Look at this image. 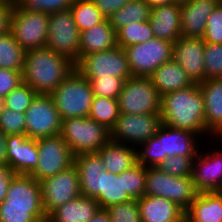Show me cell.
Listing matches in <instances>:
<instances>
[{"mask_svg":"<svg viewBox=\"0 0 222 222\" xmlns=\"http://www.w3.org/2000/svg\"><path fill=\"white\" fill-rule=\"evenodd\" d=\"M74 165L79 175L81 194L95 198L100 209L132 200L125 191L124 171L120 174L106 171L98 152L75 156Z\"/></svg>","mask_w":222,"mask_h":222,"instance_id":"6da1fadb","label":"cell"},{"mask_svg":"<svg viewBox=\"0 0 222 222\" xmlns=\"http://www.w3.org/2000/svg\"><path fill=\"white\" fill-rule=\"evenodd\" d=\"M160 116L162 124L192 131L201 138L207 134L210 140L214 138L206 129L204 98L198 83L162 95Z\"/></svg>","mask_w":222,"mask_h":222,"instance_id":"7a4b0ae2","label":"cell"},{"mask_svg":"<svg viewBox=\"0 0 222 222\" xmlns=\"http://www.w3.org/2000/svg\"><path fill=\"white\" fill-rule=\"evenodd\" d=\"M75 68L69 58L48 47L25 52L23 83L37 94L50 95Z\"/></svg>","mask_w":222,"mask_h":222,"instance_id":"3957f363","label":"cell"},{"mask_svg":"<svg viewBox=\"0 0 222 222\" xmlns=\"http://www.w3.org/2000/svg\"><path fill=\"white\" fill-rule=\"evenodd\" d=\"M192 131L172 128L162 124L157 134L136 147L137 163L145 167H158L172 156H196L200 140Z\"/></svg>","mask_w":222,"mask_h":222,"instance_id":"277c9868","label":"cell"},{"mask_svg":"<svg viewBox=\"0 0 222 222\" xmlns=\"http://www.w3.org/2000/svg\"><path fill=\"white\" fill-rule=\"evenodd\" d=\"M50 95L62 120L88 117L94 98L89 80L76 69Z\"/></svg>","mask_w":222,"mask_h":222,"instance_id":"5b68a950","label":"cell"},{"mask_svg":"<svg viewBox=\"0 0 222 222\" xmlns=\"http://www.w3.org/2000/svg\"><path fill=\"white\" fill-rule=\"evenodd\" d=\"M60 136L74 156L97 152L110 140V130L89 117L62 120Z\"/></svg>","mask_w":222,"mask_h":222,"instance_id":"8992f818","label":"cell"},{"mask_svg":"<svg viewBox=\"0 0 222 222\" xmlns=\"http://www.w3.org/2000/svg\"><path fill=\"white\" fill-rule=\"evenodd\" d=\"M144 195L163 197L177 203L185 211L199 193L192 177L171 176L158 167H147Z\"/></svg>","mask_w":222,"mask_h":222,"instance_id":"52a82bcc","label":"cell"},{"mask_svg":"<svg viewBox=\"0 0 222 222\" xmlns=\"http://www.w3.org/2000/svg\"><path fill=\"white\" fill-rule=\"evenodd\" d=\"M173 44L153 38L145 43L125 47L132 76L149 78L163 63L173 59Z\"/></svg>","mask_w":222,"mask_h":222,"instance_id":"ba28073f","label":"cell"},{"mask_svg":"<svg viewBox=\"0 0 222 222\" xmlns=\"http://www.w3.org/2000/svg\"><path fill=\"white\" fill-rule=\"evenodd\" d=\"M75 68L87 80L101 77H119L125 81L132 78L127 54L122 47H115L106 51L84 55Z\"/></svg>","mask_w":222,"mask_h":222,"instance_id":"9c48e42d","label":"cell"},{"mask_svg":"<svg viewBox=\"0 0 222 222\" xmlns=\"http://www.w3.org/2000/svg\"><path fill=\"white\" fill-rule=\"evenodd\" d=\"M120 113H160L161 96L150 78L132 77L124 82L118 96Z\"/></svg>","mask_w":222,"mask_h":222,"instance_id":"30bf717a","label":"cell"},{"mask_svg":"<svg viewBox=\"0 0 222 222\" xmlns=\"http://www.w3.org/2000/svg\"><path fill=\"white\" fill-rule=\"evenodd\" d=\"M161 125L160 113H120L114 126L110 129V140L137 147L154 137Z\"/></svg>","mask_w":222,"mask_h":222,"instance_id":"8fae6325","label":"cell"},{"mask_svg":"<svg viewBox=\"0 0 222 222\" xmlns=\"http://www.w3.org/2000/svg\"><path fill=\"white\" fill-rule=\"evenodd\" d=\"M80 37L81 32L75 25L70 9L49 14L46 47L50 50L76 64L79 61Z\"/></svg>","mask_w":222,"mask_h":222,"instance_id":"7c38bea8","label":"cell"},{"mask_svg":"<svg viewBox=\"0 0 222 222\" xmlns=\"http://www.w3.org/2000/svg\"><path fill=\"white\" fill-rule=\"evenodd\" d=\"M62 119L51 95L37 94L25 112V135L40 139L60 135Z\"/></svg>","mask_w":222,"mask_h":222,"instance_id":"4fadbf2b","label":"cell"},{"mask_svg":"<svg viewBox=\"0 0 222 222\" xmlns=\"http://www.w3.org/2000/svg\"><path fill=\"white\" fill-rule=\"evenodd\" d=\"M48 16L49 14L42 12H27L15 5L11 17L10 32L25 52L46 47Z\"/></svg>","mask_w":222,"mask_h":222,"instance_id":"5bb4252c","label":"cell"},{"mask_svg":"<svg viewBox=\"0 0 222 222\" xmlns=\"http://www.w3.org/2000/svg\"><path fill=\"white\" fill-rule=\"evenodd\" d=\"M38 164L29 174L39 182L74 164V155L60 135L37 139Z\"/></svg>","mask_w":222,"mask_h":222,"instance_id":"9a60e30c","label":"cell"},{"mask_svg":"<svg viewBox=\"0 0 222 222\" xmlns=\"http://www.w3.org/2000/svg\"><path fill=\"white\" fill-rule=\"evenodd\" d=\"M43 208L48 215L55 208L80 197L79 175L75 165L40 181Z\"/></svg>","mask_w":222,"mask_h":222,"instance_id":"2e32d148","label":"cell"},{"mask_svg":"<svg viewBox=\"0 0 222 222\" xmlns=\"http://www.w3.org/2000/svg\"><path fill=\"white\" fill-rule=\"evenodd\" d=\"M218 140V149L200 151L192 162L191 177L198 192H222V138Z\"/></svg>","mask_w":222,"mask_h":222,"instance_id":"e0dca14e","label":"cell"},{"mask_svg":"<svg viewBox=\"0 0 222 222\" xmlns=\"http://www.w3.org/2000/svg\"><path fill=\"white\" fill-rule=\"evenodd\" d=\"M204 48L202 38L181 36L173 44V59L193 83L205 81Z\"/></svg>","mask_w":222,"mask_h":222,"instance_id":"ac0fdd59","label":"cell"},{"mask_svg":"<svg viewBox=\"0 0 222 222\" xmlns=\"http://www.w3.org/2000/svg\"><path fill=\"white\" fill-rule=\"evenodd\" d=\"M8 166L15 174L29 175L38 164L37 140L26 135H7Z\"/></svg>","mask_w":222,"mask_h":222,"instance_id":"d6986e66","label":"cell"},{"mask_svg":"<svg viewBox=\"0 0 222 222\" xmlns=\"http://www.w3.org/2000/svg\"><path fill=\"white\" fill-rule=\"evenodd\" d=\"M6 207L43 208L41 184L30 175L16 174L9 185Z\"/></svg>","mask_w":222,"mask_h":222,"instance_id":"ffe728a7","label":"cell"},{"mask_svg":"<svg viewBox=\"0 0 222 222\" xmlns=\"http://www.w3.org/2000/svg\"><path fill=\"white\" fill-rule=\"evenodd\" d=\"M221 0H191L181 4L183 37L202 38L208 17Z\"/></svg>","mask_w":222,"mask_h":222,"instance_id":"44dd1931","label":"cell"},{"mask_svg":"<svg viewBox=\"0 0 222 222\" xmlns=\"http://www.w3.org/2000/svg\"><path fill=\"white\" fill-rule=\"evenodd\" d=\"M149 21L154 38L174 43L182 36L180 4L151 8Z\"/></svg>","mask_w":222,"mask_h":222,"instance_id":"7402d4cb","label":"cell"},{"mask_svg":"<svg viewBox=\"0 0 222 222\" xmlns=\"http://www.w3.org/2000/svg\"><path fill=\"white\" fill-rule=\"evenodd\" d=\"M137 205L141 222H185V210L169 199L144 195Z\"/></svg>","mask_w":222,"mask_h":222,"instance_id":"603a6c76","label":"cell"},{"mask_svg":"<svg viewBox=\"0 0 222 222\" xmlns=\"http://www.w3.org/2000/svg\"><path fill=\"white\" fill-rule=\"evenodd\" d=\"M204 98L206 129L217 139L222 138V79L199 83Z\"/></svg>","mask_w":222,"mask_h":222,"instance_id":"cb8c5ba5","label":"cell"},{"mask_svg":"<svg viewBox=\"0 0 222 222\" xmlns=\"http://www.w3.org/2000/svg\"><path fill=\"white\" fill-rule=\"evenodd\" d=\"M185 222H222V192H199L185 211Z\"/></svg>","mask_w":222,"mask_h":222,"instance_id":"d4e9b609","label":"cell"},{"mask_svg":"<svg viewBox=\"0 0 222 222\" xmlns=\"http://www.w3.org/2000/svg\"><path fill=\"white\" fill-rule=\"evenodd\" d=\"M116 31L108 19L81 32L79 60L87 54L117 47Z\"/></svg>","mask_w":222,"mask_h":222,"instance_id":"484cf974","label":"cell"},{"mask_svg":"<svg viewBox=\"0 0 222 222\" xmlns=\"http://www.w3.org/2000/svg\"><path fill=\"white\" fill-rule=\"evenodd\" d=\"M99 209L95 198L81 195L52 210L46 222H88Z\"/></svg>","mask_w":222,"mask_h":222,"instance_id":"4316f807","label":"cell"},{"mask_svg":"<svg viewBox=\"0 0 222 222\" xmlns=\"http://www.w3.org/2000/svg\"><path fill=\"white\" fill-rule=\"evenodd\" d=\"M149 78L160 96L194 84L174 59L163 63Z\"/></svg>","mask_w":222,"mask_h":222,"instance_id":"83f0119b","label":"cell"},{"mask_svg":"<svg viewBox=\"0 0 222 222\" xmlns=\"http://www.w3.org/2000/svg\"><path fill=\"white\" fill-rule=\"evenodd\" d=\"M106 171L120 174L137 163L136 147L109 140L98 151Z\"/></svg>","mask_w":222,"mask_h":222,"instance_id":"f1b7e54d","label":"cell"},{"mask_svg":"<svg viewBox=\"0 0 222 222\" xmlns=\"http://www.w3.org/2000/svg\"><path fill=\"white\" fill-rule=\"evenodd\" d=\"M151 7L145 0H131L108 19L110 25L117 32L120 28L132 24L148 21Z\"/></svg>","mask_w":222,"mask_h":222,"instance_id":"f546056e","label":"cell"},{"mask_svg":"<svg viewBox=\"0 0 222 222\" xmlns=\"http://www.w3.org/2000/svg\"><path fill=\"white\" fill-rule=\"evenodd\" d=\"M25 51L15 41L11 32L0 36V68L24 71Z\"/></svg>","mask_w":222,"mask_h":222,"instance_id":"4dcf8cb0","label":"cell"},{"mask_svg":"<svg viewBox=\"0 0 222 222\" xmlns=\"http://www.w3.org/2000/svg\"><path fill=\"white\" fill-rule=\"evenodd\" d=\"M75 25L80 32L95 26L105 20L92 0H74L69 8Z\"/></svg>","mask_w":222,"mask_h":222,"instance_id":"1f68e13d","label":"cell"},{"mask_svg":"<svg viewBox=\"0 0 222 222\" xmlns=\"http://www.w3.org/2000/svg\"><path fill=\"white\" fill-rule=\"evenodd\" d=\"M119 116L120 110L118 99L94 96L88 114L89 118L95 120L99 124L104 125L110 130L114 126Z\"/></svg>","mask_w":222,"mask_h":222,"instance_id":"d6a6232c","label":"cell"},{"mask_svg":"<svg viewBox=\"0 0 222 222\" xmlns=\"http://www.w3.org/2000/svg\"><path fill=\"white\" fill-rule=\"evenodd\" d=\"M117 45L125 48L133 44L145 43L154 38L150 21L128 24L116 32Z\"/></svg>","mask_w":222,"mask_h":222,"instance_id":"836d02e7","label":"cell"},{"mask_svg":"<svg viewBox=\"0 0 222 222\" xmlns=\"http://www.w3.org/2000/svg\"><path fill=\"white\" fill-rule=\"evenodd\" d=\"M44 208H18L0 205V222H46Z\"/></svg>","mask_w":222,"mask_h":222,"instance_id":"e575fe53","label":"cell"},{"mask_svg":"<svg viewBox=\"0 0 222 222\" xmlns=\"http://www.w3.org/2000/svg\"><path fill=\"white\" fill-rule=\"evenodd\" d=\"M147 167L136 163L124 171L125 191L135 200L140 199L145 193Z\"/></svg>","mask_w":222,"mask_h":222,"instance_id":"d590c367","label":"cell"},{"mask_svg":"<svg viewBox=\"0 0 222 222\" xmlns=\"http://www.w3.org/2000/svg\"><path fill=\"white\" fill-rule=\"evenodd\" d=\"M74 0H14L15 5L27 12L46 14L68 10Z\"/></svg>","mask_w":222,"mask_h":222,"instance_id":"8d00e7d4","label":"cell"},{"mask_svg":"<svg viewBox=\"0 0 222 222\" xmlns=\"http://www.w3.org/2000/svg\"><path fill=\"white\" fill-rule=\"evenodd\" d=\"M36 95L29 85L22 83L3 98L4 108L25 113Z\"/></svg>","mask_w":222,"mask_h":222,"instance_id":"74e56055","label":"cell"},{"mask_svg":"<svg viewBox=\"0 0 222 222\" xmlns=\"http://www.w3.org/2000/svg\"><path fill=\"white\" fill-rule=\"evenodd\" d=\"M205 80L222 79V44L205 43Z\"/></svg>","mask_w":222,"mask_h":222,"instance_id":"f35d334b","label":"cell"},{"mask_svg":"<svg viewBox=\"0 0 222 222\" xmlns=\"http://www.w3.org/2000/svg\"><path fill=\"white\" fill-rule=\"evenodd\" d=\"M89 82L94 96L118 99L125 80L112 76L92 78Z\"/></svg>","mask_w":222,"mask_h":222,"instance_id":"ab89813d","label":"cell"},{"mask_svg":"<svg viewBox=\"0 0 222 222\" xmlns=\"http://www.w3.org/2000/svg\"><path fill=\"white\" fill-rule=\"evenodd\" d=\"M196 156H172L166 158L158 165L165 173L176 177H189L192 175V162Z\"/></svg>","mask_w":222,"mask_h":222,"instance_id":"60d3db41","label":"cell"},{"mask_svg":"<svg viewBox=\"0 0 222 222\" xmlns=\"http://www.w3.org/2000/svg\"><path fill=\"white\" fill-rule=\"evenodd\" d=\"M111 222H141L137 200L112 205L106 209Z\"/></svg>","mask_w":222,"mask_h":222,"instance_id":"b9f144b4","label":"cell"},{"mask_svg":"<svg viewBox=\"0 0 222 222\" xmlns=\"http://www.w3.org/2000/svg\"><path fill=\"white\" fill-rule=\"evenodd\" d=\"M0 131L6 135H25V113L3 108L0 113Z\"/></svg>","mask_w":222,"mask_h":222,"instance_id":"7bdbcfd3","label":"cell"},{"mask_svg":"<svg viewBox=\"0 0 222 222\" xmlns=\"http://www.w3.org/2000/svg\"><path fill=\"white\" fill-rule=\"evenodd\" d=\"M202 39L205 43L222 44V0L208 17Z\"/></svg>","mask_w":222,"mask_h":222,"instance_id":"ee69618b","label":"cell"},{"mask_svg":"<svg viewBox=\"0 0 222 222\" xmlns=\"http://www.w3.org/2000/svg\"><path fill=\"white\" fill-rule=\"evenodd\" d=\"M23 72L0 68V97L4 98L23 83Z\"/></svg>","mask_w":222,"mask_h":222,"instance_id":"f6af8a7d","label":"cell"},{"mask_svg":"<svg viewBox=\"0 0 222 222\" xmlns=\"http://www.w3.org/2000/svg\"><path fill=\"white\" fill-rule=\"evenodd\" d=\"M14 0H0V36L10 32Z\"/></svg>","mask_w":222,"mask_h":222,"instance_id":"bcb514c9","label":"cell"},{"mask_svg":"<svg viewBox=\"0 0 222 222\" xmlns=\"http://www.w3.org/2000/svg\"><path fill=\"white\" fill-rule=\"evenodd\" d=\"M97 7V9L101 12V14L105 17V19H109L115 11L120 10L123 6H125L131 0H92Z\"/></svg>","mask_w":222,"mask_h":222,"instance_id":"7dc6e473","label":"cell"},{"mask_svg":"<svg viewBox=\"0 0 222 222\" xmlns=\"http://www.w3.org/2000/svg\"><path fill=\"white\" fill-rule=\"evenodd\" d=\"M15 175L8 165H0V204L6 199L10 182Z\"/></svg>","mask_w":222,"mask_h":222,"instance_id":"c3c4849f","label":"cell"},{"mask_svg":"<svg viewBox=\"0 0 222 222\" xmlns=\"http://www.w3.org/2000/svg\"><path fill=\"white\" fill-rule=\"evenodd\" d=\"M6 140L7 135L0 131V165H8Z\"/></svg>","mask_w":222,"mask_h":222,"instance_id":"681fc988","label":"cell"},{"mask_svg":"<svg viewBox=\"0 0 222 222\" xmlns=\"http://www.w3.org/2000/svg\"><path fill=\"white\" fill-rule=\"evenodd\" d=\"M88 222H111V218L106 209H99Z\"/></svg>","mask_w":222,"mask_h":222,"instance_id":"f907efd6","label":"cell"},{"mask_svg":"<svg viewBox=\"0 0 222 222\" xmlns=\"http://www.w3.org/2000/svg\"><path fill=\"white\" fill-rule=\"evenodd\" d=\"M151 8L156 6L170 5L173 4V0H145Z\"/></svg>","mask_w":222,"mask_h":222,"instance_id":"816d5d0a","label":"cell"},{"mask_svg":"<svg viewBox=\"0 0 222 222\" xmlns=\"http://www.w3.org/2000/svg\"><path fill=\"white\" fill-rule=\"evenodd\" d=\"M189 1H191V0H173V3H177V4H184V3H186V2H189Z\"/></svg>","mask_w":222,"mask_h":222,"instance_id":"f5cc1de1","label":"cell"},{"mask_svg":"<svg viewBox=\"0 0 222 222\" xmlns=\"http://www.w3.org/2000/svg\"><path fill=\"white\" fill-rule=\"evenodd\" d=\"M4 108V99L0 97V113L3 111Z\"/></svg>","mask_w":222,"mask_h":222,"instance_id":"db71d44e","label":"cell"}]
</instances>
